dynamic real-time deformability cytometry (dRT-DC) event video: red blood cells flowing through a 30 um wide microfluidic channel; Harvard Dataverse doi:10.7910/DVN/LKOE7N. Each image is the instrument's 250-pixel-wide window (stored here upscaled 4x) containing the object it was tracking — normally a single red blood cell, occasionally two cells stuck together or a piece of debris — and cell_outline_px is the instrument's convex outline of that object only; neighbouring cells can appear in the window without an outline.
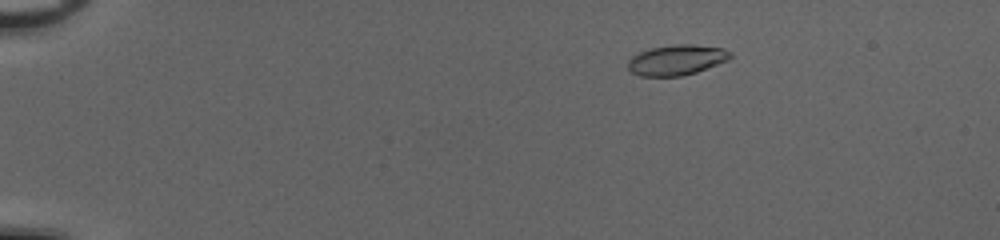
{"species": "common noctule bat (a hibernating species)", "species_latin": "Nyctalus noctula", "temperature_condition": "cold", "stored_images_in_passage": 49, "camera_frame_rate_fps": 3000, "um_per_image_px": 0.085, "animal": {"sex": "female", "body_mass_g": 20.0, "forearm_length_mm": 54.0}, "frame": {"image": 1, "passage_image": 6, "time_ms": 1.667, "image_size_px": [1000, 240], "cell_outline_px": [[732, 56], [728, 60], [696, 72], [680, 76], [640, 76], [632, 72], [628, 68], [628, 60], [632, 56], [640, 52], [652, 48], [676, 44], [692, 44], [720, 48], [732, 52]], "centroid_in_image_um": [57.51, 5.1], "position_along_channel_um": 27.5, "area_um2": 17.92}}
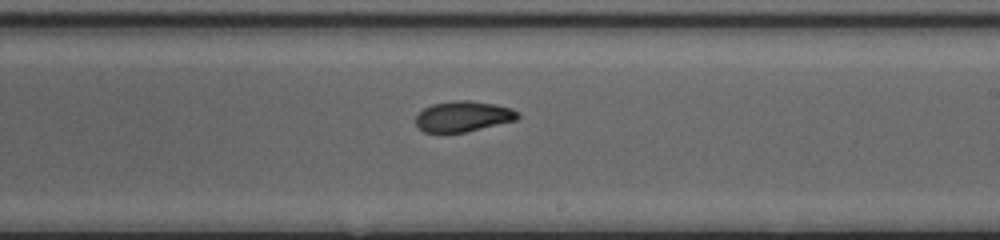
{"frame": {"image": 2, "passage_image": 30, "time_ms": 9.667, "image_size_px": [1000, 240], "cell_outline_px": [[520, 116], [516, 120], [464, 132], [424, 132], [416, 124], [416, 116], [424, 108], [432, 104], [452, 100], [468, 100], [496, 104], [512, 108], [520, 112]], "centroid_in_image_um": [39.39, 9.87], "position_along_channel_um": 249.6, "area_um2": 18.15}}
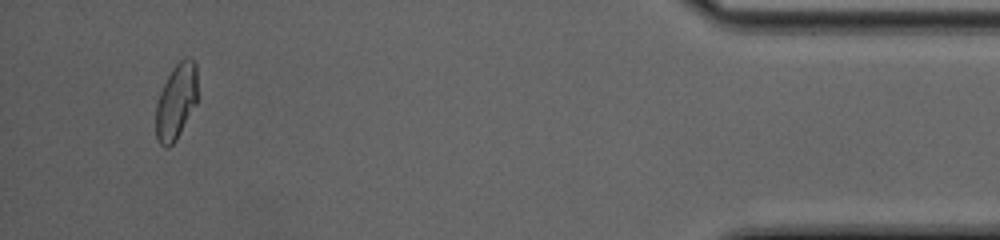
{"frame": {"image": 3, "passage_image": 47, "time_ms": 15.333, "image_size_px": [1000, 240], "cell_outline_px": [[196, 104], [176, 140], [168, 148], [164, 148], [160, 144], [156, 136], [156, 104], [160, 92], [172, 68], [184, 56], [192, 56], [196, 64]], "centroid_in_image_um": [14.97, 8.61], "position_along_channel_um": 420.2, "area_um2": 18.38}, "authors_computed_cell_mechanics": {"area_um2": 18.6116, "velocity_mm_per_s": 4.0546, "shape_relaxation_time_tau1_ms": null, "shape_relaxation_time_tau2_ms": 1.5738, "deformation_change_tau1": null, "deformation_change_tau2": 0.0651}}